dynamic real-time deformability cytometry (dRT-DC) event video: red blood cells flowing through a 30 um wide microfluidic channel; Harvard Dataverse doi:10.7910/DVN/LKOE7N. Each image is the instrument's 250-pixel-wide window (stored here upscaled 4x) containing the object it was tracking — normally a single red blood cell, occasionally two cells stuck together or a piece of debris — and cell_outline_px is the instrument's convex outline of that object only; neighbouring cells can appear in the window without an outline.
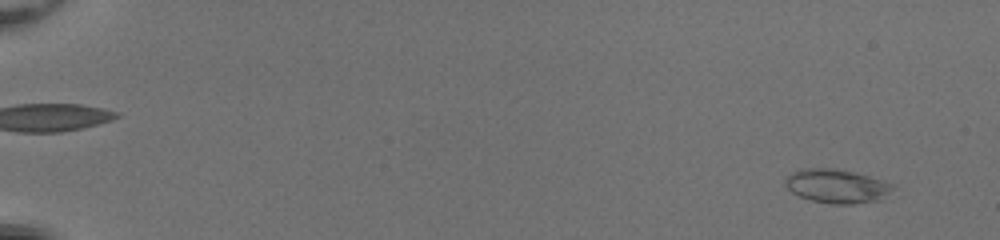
{"species": "common noctule bat (a hibernating species)", "species_latin": "Nyctalus noctula", "temperature_condition": "room temperature", "stored_images_in_passage": 52, "camera_frame_rate_fps": 3000, "um_per_image_px": 0.085, "animal": {"sex": "female", "body_mass_g": 20.0, "forearm_length_mm": 54.0}, "frame": {"image": 1, "passage_image": 3, "time_ms": 0.667, "image_size_px": [1000, 240], "cell_outline_px": [[896, 188], [880, 200], [852, 204], [832, 204], [812, 200], [800, 196], [792, 192], [784, 184], [784, 180], [792, 172], [800, 168], [836, 168], [856, 172], [892, 184]], "centroid_in_image_um": [71.12, 15.81], "position_along_channel_um": 13.9, "area_um2": 21.27}}
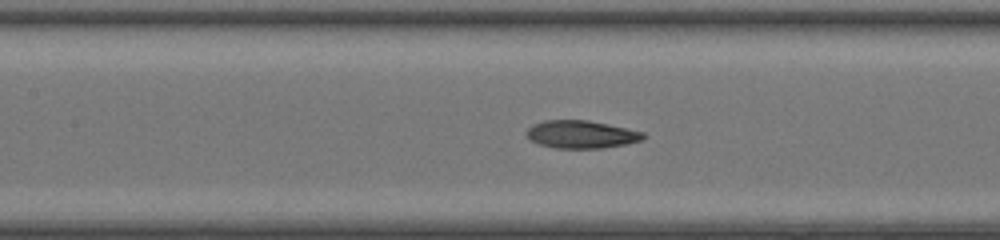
{"frame": {"image": 2, "passage_image": 27, "time_ms": 8.667, "image_size_px": [1000, 240], "cell_outline_px": [[648, 136], [640, 140], [628, 144], [604, 148], [556, 148], [540, 144], [528, 140], [524, 136], [524, 132], [532, 124], [544, 120], [588, 120], [608, 124], [644, 132]], "centroid_in_image_um": [49.37, 11.42], "position_along_channel_um": 158.0, "area_um2": 19.19}}
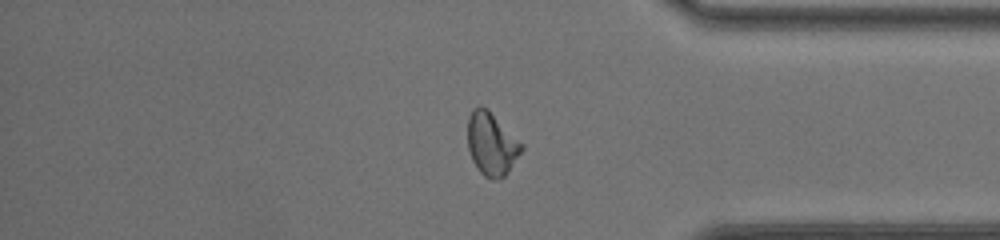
{"frame": {"image": 3, "passage_image": 45, "time_ms": 14.667, "image_size_px": [1000, 240], "cell_outline_px": [[524, 148], [508, 172], [500, 180], [492, 180], [484, 176], [476, 168], [472, 160], [468, 148], [468, 116], [472, 108], [480, 104], [488, 108], [524, 144]], "centroid_in_image_um": [41.79, 12.21], "position_along_channel_um": 393.4, "area_um2": 20.23}, "authors_computed_cell_mechanics": {"area_um2": 19.5364, "velocity_mm_per_s": 4.1045, "shape_relaxation_time_tau1_ms": 4.2823, "shape_relaxation_time_tau2_ms": 1.985, "deformation_change_tau1": 0.1853, "deformation_change_tau2": 0.0937}}